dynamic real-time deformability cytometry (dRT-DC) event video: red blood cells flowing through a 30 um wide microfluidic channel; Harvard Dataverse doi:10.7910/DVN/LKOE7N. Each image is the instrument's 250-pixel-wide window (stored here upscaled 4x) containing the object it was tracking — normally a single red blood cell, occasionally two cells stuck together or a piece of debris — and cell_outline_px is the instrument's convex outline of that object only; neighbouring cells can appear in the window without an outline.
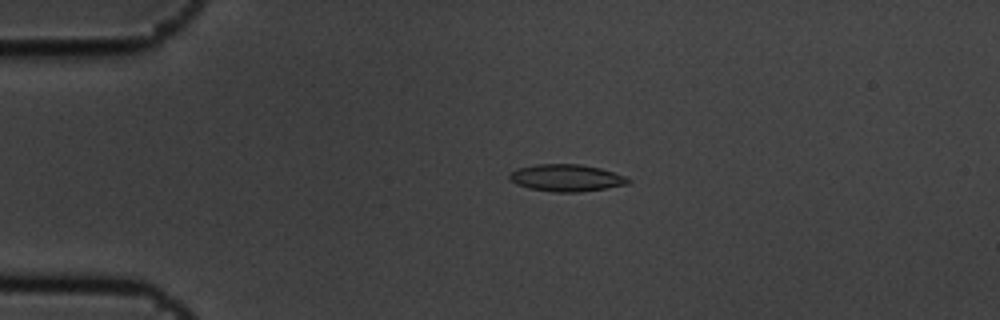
{"species": "common noctule bat (a hibernating species)", "species_latin": "Nyctalus noctula", "temperature_condition": "cold", "stored_images_in_passage": 6, "camera_frame_rate_fps": 3000, "um_per_image_px": 0.085, "animal": {"sex": "male", "body_mass_g": 19.5, "forearm_length_mm": 54.6}, "frame": {"image": 1, "passage_image": 4, "time_ms": 1.0, "image_size_px": [1000, 320], "cell_outline_px": [[632, 180], [628, 184], [580, 192], [552, 192], [528, 188], [516, 184], [508, 180], [508, 176], [516, 168], [536, 164], [580, 164], [600, 168], [624, 176]], "centroid_in_image_um": [48.09, 15.12], "position_along_channel_um": 36.9, "area_um2": 18.73}}
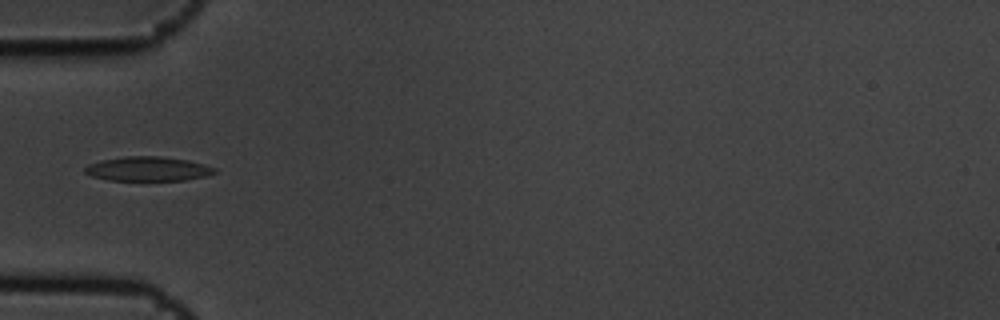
{"frame": {"image": 2, "passage_image": 6, "time_ms": 1.667, "image_size_px": [1000, 320], "cell_outline_px": [[216, 172], [204, 176], [184, 180], [108, 180], [92, 176], [84, 172], [84, 168], [88, 164], [100, 160], [124, 156], [160, 156], [188, 160], [216, 168]], "centroid_in_image_um": [12.53, 14.34], "position_along_channel_um": 72.5, "area_um2": 18.32}}